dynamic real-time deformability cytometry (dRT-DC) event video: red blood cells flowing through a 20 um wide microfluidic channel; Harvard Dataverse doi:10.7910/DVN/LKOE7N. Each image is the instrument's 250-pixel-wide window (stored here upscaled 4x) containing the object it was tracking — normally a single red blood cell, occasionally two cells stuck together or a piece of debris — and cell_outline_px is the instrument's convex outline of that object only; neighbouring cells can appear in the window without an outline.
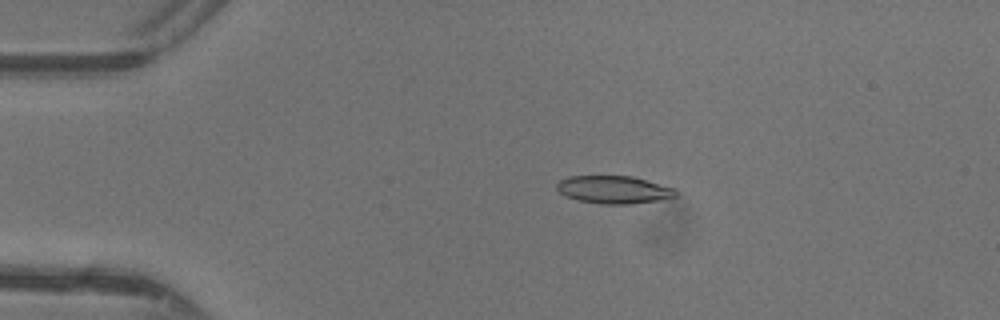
{"species": "common noctule bat (a hibernating species)", "species_latin": "Nyctalus noctula", "temperature_condition": "warm", "stored_images_in_passage": 45, "camera_frame_rate_fps": 3000, "um_per_image_px": 0.085, "animal": {"sex": "female"}, "frame": {"image": 1, "passage_image": 8, "time_ms": 2.333, "image_size_px": [1000, 320], "cell_outline_px": [[676, 196], [660, 200], [628, 204], [604, 204], [580, 200], [568, 196], [560, 192], [556, 188], [556, 184], [560, 180], [568, 176], [632, 176], [676, 188]], "centroid_in_image_um": [52.2, 16.11], "position_along_channel_um": 32.8, "area_um2": 19.07}}
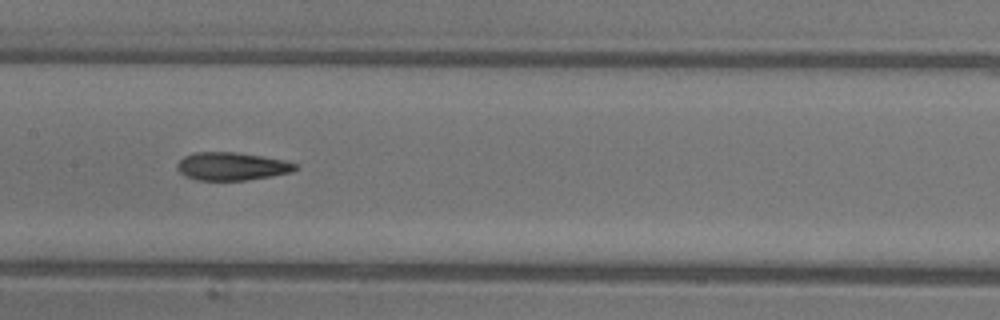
{"frame": {"image": 2, "passage_image": 22, "time_ms": 7.0, "image_size_px": [1000, 320], "cell_outline_px": [[300, 168], [292, 172], [272, 176], [248, 180], [196, 180], [184, 176], [176, 168], [176, 164], [184, 156], [196, 152], [236, 152], [284, 160], [296, 164]], "centroid_in_image_um": [19.7, 14.14], "position_along_channel_um": 187.7, "area_um2": 19.36}}
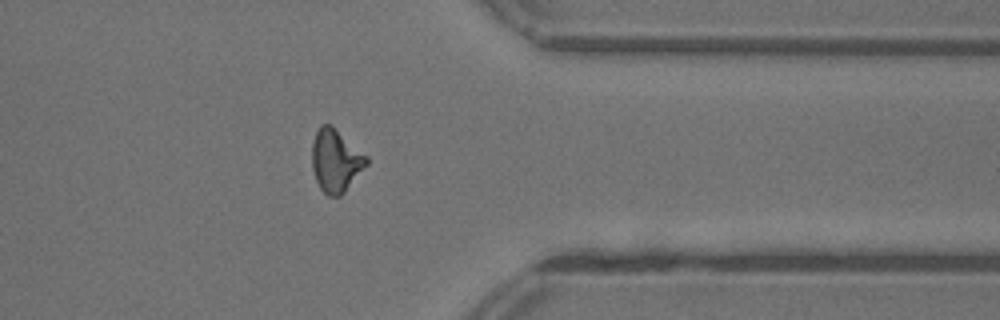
{"frame": {"image": 3, "passage_image": 36, "time_ms": 11.667, "image_size_px": [1000, 320], "cell_outline_px": [[368, 164], [344, 192], [340, 196], [328, 196], [320, 188], [316, 180], [312, 168], [312, 144], [316, 132], [320, 124], [332, 124], [368, 156]], "centroid_in_image_um": [28.54, 13.63], "position_along_channel_um": 382.9, "area_um2": 20.06}, "authors_computed_cell_mechanics": {"area_um2": 19.3052, "velocity_mm_per_s": 4.4022, "shape_relaxation_time_tau1_ms": 9.0614, "shape_relaxation_time_tau2_ms": 2.8052, "deformation_change_tau1": 0.245, "deformation_change_tau2": 0.1214}}